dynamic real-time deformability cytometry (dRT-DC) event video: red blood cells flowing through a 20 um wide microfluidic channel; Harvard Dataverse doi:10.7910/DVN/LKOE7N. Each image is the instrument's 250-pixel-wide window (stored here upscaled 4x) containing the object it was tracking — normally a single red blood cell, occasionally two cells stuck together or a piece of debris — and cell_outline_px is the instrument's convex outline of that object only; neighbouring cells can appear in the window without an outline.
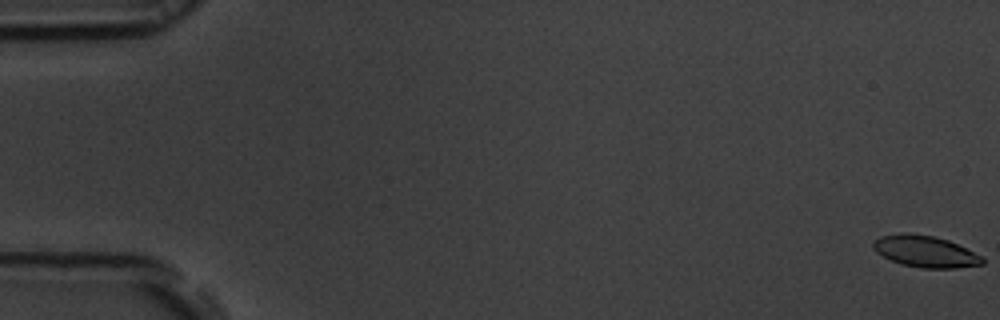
{"species": "common noctule bat (a hibernating species)", "species_latin": "Nyctalus noctula", "temperature_condition": "room temperature", "stored_images_in_passage": 45, "camera_frame_rate_fps": 3000, "um_per_image_px": 0.085, "animal": {"sex": "male", "body_mass_g": 19.5, "forearm_length_mm": 54.6}, "frame": {"image": 1, "passage_image": 1, "time_ms": 0.0, "image_size_px": [1000, 320], "cell_outline_px": [[984, 264], [956, 268], [924, 268], [904, 264], [892, 260], [876, 252], [872, 248], [872, 244], [880, 236], [900, 232], [908, 232], [932, 236], [948, 240], [984, 256]], "centroid_in_image_um": [78.67, 21.36], "position_along_channel_um": 6.3, "area_um2": 20.06}}
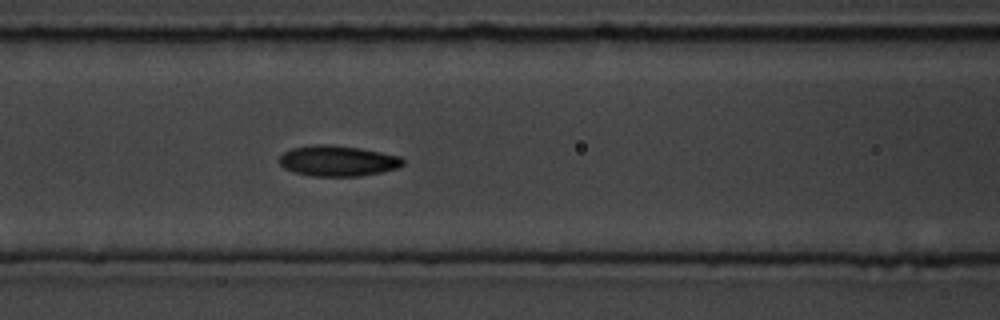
{"frame": {"image": 2, "passage_image": 24, "time_ms": 7.667, "image_size_px": [1000, 320], "cell_outline_px": [[404, 164], [400, 168], [384, 172], [360, 176], [312, 176], [296, 172], [284, 168], [280, 164], [280, 156], [284, 152], [292, 148], [312, 144], [328, 144], [360, 148], [400, 156], [404, 160]], "centroid_in_image_um": [28.75, 13.67], "position_along_channel_um": 137.9, "area_um2": 22.2}}
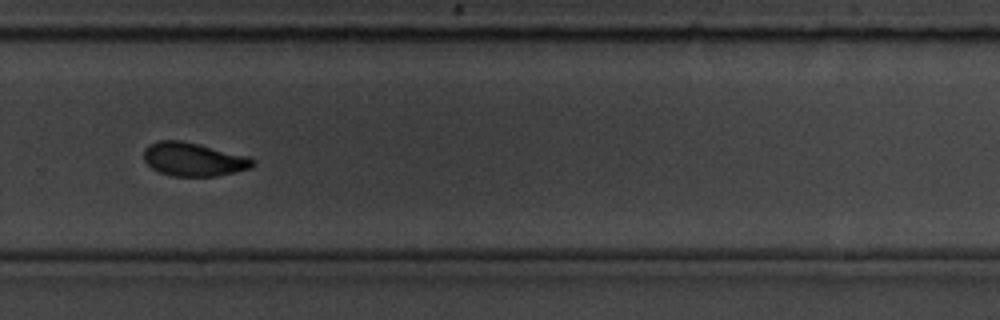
{"frame": {"image": 3, "passage_image": 38, "time_ms": 12.333, "image_size_px": [1000, 320], "cell_outline_px": [[256, 164], [252, 168], [216, 176], [172, 176], [160, 172], [152, 168], [144, 160], [144, 148], [148, 144], [156, 140], [180, 140], [200, 144], [248, 156], [256, 160]], "centroid_in_image_um": [16.46, 13.53], "position_along_channel_um": 313.3, "area_um2": 21.5}, "authors_computed_cell_mechanics": {"area_um2": 21.386, "velocity_mm_per_s": 3.7742, "shape_relaxation_time_tau1_ms": 3.8263, "shape_relaxation_time_tau2_ms": 3.0094, "deformation_change_tau1": 0.1225, "deformation_change_tau2": 0.0709}}